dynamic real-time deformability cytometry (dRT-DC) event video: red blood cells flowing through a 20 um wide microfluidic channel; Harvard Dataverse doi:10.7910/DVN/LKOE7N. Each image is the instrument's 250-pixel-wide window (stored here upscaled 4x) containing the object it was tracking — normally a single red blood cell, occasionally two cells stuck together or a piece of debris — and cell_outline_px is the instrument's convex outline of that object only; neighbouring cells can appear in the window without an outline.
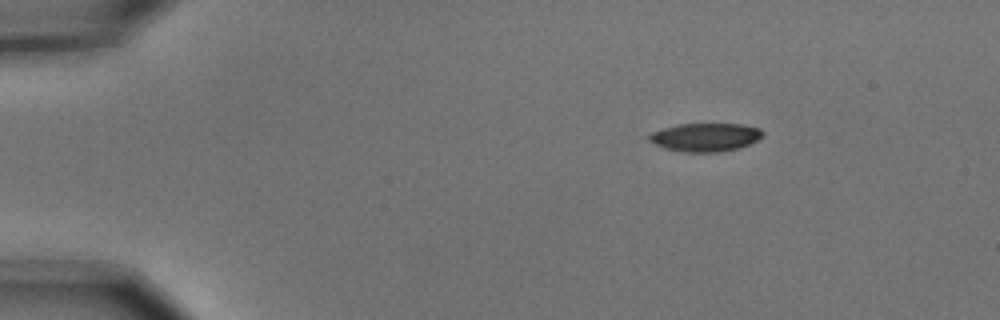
{"species": "common noctule bat (a hibernating species)", "species_latin": "Nyctalus noctula", "temperature_condition": "cold", "stored_images_in_passage": 3, "camera_frame_rate_fps": 3000, "um_per_image_px": 0.085, "animal": {"sex": "male", "body_mass_g": 15.6}, "frame": {"image": 1, "passage_image": 1, "time_ms": 0.0, "image_size_px": [1000, 320], "cell_outline_px": [[764, 136], [740, 148], [720, 152], [684, 152], [664, 148], [648, 140], [648, 136], [652, 132], [676, 124], [740, 124], [760, 128], [764, 132]], "centroid_in_image_um": [59.97, 11.66], "position_along_channel_um": 25.0, "area_um2": 18.79}}